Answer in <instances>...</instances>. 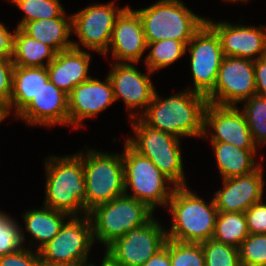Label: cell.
Masks as SVG:
<instances>
[{
    "mask_svg": "<svg viewBox=\"0 0 266 266\" xmlns=\"http://www.w3.org/2000/svg\"><path fill=\"white\" fill-rule=\"evenodd\" d=\"M122 159L124 194L146 204L153 211L158 205L167 207L177 186L149 158L139 154L126 141ZM129 188L133 193L127 192Z\"/></svg>",
    "mask_w": 266,
    "mask_h": 266,
    "instance_id": "5",
    "label": "cell"
},
{
    "mask_svg": "<svg viewBox=\"0 0 266 266\" xmlns=\"http://www.w3.org/2000/svg\"><path fill=\"white\" fill-rule=\"evenodd\" d=\"M263 167L253 172L234 178H225L223 188L214 193V202L218 212L240 213L263 200ZM264 189V190H263Z\"/></svg>",
    "mask_w": 266,
    "mask_h": 266,
    "instance_id": "19",
    "label": "cell"
},
{
    "mask_svg": "<svg viewBox=\"0 0 266 266\" xmlns=\"http://www.w3.org/2000/svg\"><path fill=\"white\" fill-rule=\"evenodd\" d=\"M104 258L102 259L101 265L100 266H119L114 264L108 257H106L105 255H103ZM89 266H96L93 263H91Z\"/></svg>",
    "mask_w": 266,
    "mask_h": 266,
    "instance_id": "42",
    "label": "cell"
},
{
    "mask_svg": "<svg viewBox=\"0 0 266 266\" xmlns=\"http://www.w3.org/2000/svg\"><path fill=\"white\" fill-rule=\"evenodd\" d=\"M167 240L166 230L153 218L144 226L127 231L110 244L104 255L119 266H142Z\"/></svg>",
    "mask_w": 266,
    "mask_h": 266,
    "instance_id": "11",
    "label": "cell"
},
{
    "mask_svg": "<svg viewBox=\"0 0 266 266\" xmlns=\"http://www.w3.org/2000/svg\"><path fill=\"white\" fill-rule=\"evenodd\" d=\"M55 55L56 52L50 46L29 37L20 28L16 27L12 53L14 66L47 67L55 58Z\"/></svg>",
    "mask_w": 266,
    "mask_h": 266,
    "instance_id": "26",
    "label": "cell"
},
{
    "mask_svg": "<svg viewBox=\"0 0 266 266\" xmlns=\"http://www.w3.org/2000/svg\"><path fill=\"white\" fill-rule=\"evenodd\" d=\"M14 67L12 58H0V101L7 106L12 94Z\"/></svg>",
    "mask_w": 266,
    "mask_h": 266,
    "instance_id": "37",
    "label": "cell"
},
{
    "mask_svg": "<svg viewBox=\"0 0 266 266\" xmlns=\"http://www.w3.org/2000/svg\"><path fill=\"white\" fill-rule=\"evenodd\" d=\"M10 215L0 211V257L23 247L22 229Z\"/></svg>",
    "mask_w": 266,
    "mask_h": 266,
    "instance_id": "34",
    "label": "cell"
},
{
    "mask_svg": "<svg viewBox=\"0 0 266 266\" xmlns=\"http://www.w3.org/2000/svg\"><path fill=\"white\" fill-rule=\"evenodd\" d=\"M14 33L0 21V58H12Z\"/></svg>",
    "mask_w": 266,
    "mask_h": 266,
    "instance_id": "39",
    "label": "cell"
},
{
    "mask_svg": "<svg viewBox=\"0 0 266 266\" xmlns=\"http://www.w3.org/2000/svg\"><path fill=\"white\" fill-rule=\"evenodd\" d=\"M29 37L50 46L56 53L73 47L69 40L72 32V16L34 20L20 28Z\"/></svg>",
    "mask_w": 266,
    "mask_h": 266,
    "instance_id": "24",
    "label": "cell"
},
{
    "mask_svg": "<svg viewBox=\"0 0 266 266\" xmlns=\"http://www.w3.org/2000/svg\"><path fill=\"white\" fill-rule=\"evenodd\" d=\"M188 188L176 187L168 202L172 227L166 230L167 238L200 244L212 239L218 210L214 199L208 204Z\"/></svg>",
    "mask_w": 266,
    "mask_h": 266,
    "instance_id": "3",
    "label": "cell"
},
{
    "mask_svg": "<svg viewBox=\"0 0 266 266\" xmlns=\"http://www.w3.org/2000/svg\"><path fill=\"white\" fill-rule=\"evenodd\" d=\"M256 94L266 97V56L254 61Z\"/></svg>",
    "mask_w": 266,
    "mask_h": 266,
    "instance_id": "38",
    "label": "cell"
},
{
    "mask_svg": "<svg viewBox=\"0 0 266 266\" xmlns=\"http://www.w3.org/2000/svg\"><path fill=\"white\" fill-rule=\"evenodd\" d=\"M206 23L217 33L224 56H234L252 61L266 56V25L246 26L228 21Z\"/></svg>",
    "mask_w": 266,
    "mask_h": 266,
    "instance_id": "16",
    "label": "cell"
},
{
    "mask_svg": "<svg viewBox=\"0 0 266 266\" xmlns=\"http://www.w3.org/2000/svg\"><path fill=\"white\" fill-rule=\"evenodd\" d=\"M223 1H224V2L227 1V3H228V2H236V1H237V2H238V1H240V2H248L249 0H223Z\"/></svg>",
    "mask_w": 266,
    "mask_h": 266,
    "instance_id": "43",
    "label": "cell"
},
{
    "mask_svg": "<svg viewBox=\"0 0 266 266\" xmlns=\"http://www.w3.org/2000/svg\"><path fill=\"white\" fill-rule=\"evenodd\" d=\"M238 251L241 266H266V234H249Z\"/></svg>",
    "mask_w": 266,
    "mask_h": 266,
    "instance_id": "33",
    "label": "cell"
},
{
    "mask_svg": "<svg viewBox=\"0 0 266 266\" xmlns=\"http://www.w3.org/2000/svg\"><path fill=\"white\" fill-rule=\"evenodd\" d=\"M36 252V253H35ZM39 251L22 248L0 257V266H41Z\"/></svg>",
    "mask_w": 266,
    "mask_h": 266,
    "instance_id": "35",
    "label": "cell"
},
{
    "mask_svg": "<svg viewBox=\"0 0 266 266\" xmlns=\"http://www.w3.org/2000/svg\"><path fill=\"white\" fill-rule=\"evenodd\" d=\"M94 242L89 216H70L58 234L39 250L41 263L89 266L88 256Z\"/></svg>",
    "mask_w": 266,
    "mask_h": 266,
    "instance_id": "9",
    "label": "cell"
},
{
    "mask_svg": "<svg viewBox=\"0 0 266 266\" xmlns=\"http://www.w3.org/2000/svg\"><path fill=\"white\" fill-rule=\"evenodd\" d=\"M208 130L213 133H207ZM209 135L211 142L229 143L240 149H257L245 116L238 106L208 103L204 111L203 138Z\"/></svg>",
    "mask_w": 266,
    "mask_h": 266,
    "instance_id": "14",
    "label": "cell"
},
{
    "mask_svg": "<svg viewBox=\"0 0 266 266\" xmlns=\"http://www.w3.org/2000/svg\"><path fill=\"white\" fill-rule=\"evenodd\" d=\"M15 118L33 126H69L68 95L48 80L31 103Z\"/></svg>",
    "mask_w": 266,
    "mask_h": 266,
    "instance_id": "20",
    "label": "cell"
},
{
    "mask_svg": "<svg viewBox=\"0 0 266 266\" xmlns=\"http://www.w3.org/2000/svg\"><path fill=\"white\" fill-rule=\"evenodd\" d=\"M115 102L113 87L108 76L105 81L89 78L68 95L69 125L83 127L86 118H93Z\"/></svg>",
    "mask_w": 266,
    "mask_h": 266,
    "instance_id": "18",
    "label": "cell"
},
{
    "mask_svg": "<svg viewBox=\"0 0 266 266\" xmlns=\"http://www.w3.org/2000/svg\"><path fill=\"white\" fill-rule=\"evenodd\" d=\"M248 235L247 220L243 212H218L212 236L214 241L239 248Z\"/></svg>",
    "mask_w": 266,
    "mask_h": 266,
    "instance_id": "27",
    "label": "cell"
},
{
    "mask_svg": "<svg viewBox=\"0 0 266 266\" xmlns=\"http://www.w3.org/2000/svg\"><path fill=\"white\" fill-rule=\"evenodd\" d=\"M24 16L17 28L25 23L41 19L66 18L65 9L59 0H9Z\"/></svg>",
    "mask_w": 266,
    "mask_h": 266,
    "instance_id": "29",
    "label": "cell"
},
{
    "mask_svg": "<svg viewBox=\"0 0 266 266\" xmlns=\"http://www.w3.org/2000/svg\"><path fill=\"white\" fill-rule=\"evenodd\" d=\"M256 94L254 61L225 56L218 70L213 91L207 96L208 103L237 106Z\"/></svg>",
    "mask_w": 266,
    "mask_h": 266,
    "instance_id": "13",
    "label": "cell"
},
{
    "mask_svg": "<svg viewBox=\"0 0 266 266\" xmlns=\"http://www.w3.org/2000/svg\"><path fill=\"white\" fill-rule=\"evenodd\" d=\"M83 151L45 159L46 188L43 205L69 216L87 215Z\"/></svg>",
    "mask_w": 266,
    "mask_h": 266,
    "instance_id": "2",
    "label": "cell"
},
{
    "mask_svg": "<svg viewBox=\"0 0 266 266\" xmlns=\"http://www.w3.org/2000/svg\"><path fill=\"white\" fill-rule=\"evenodd\" d=\"M262 201L253 204L244 212L249 234H266V204Z\"/></svg>",
    "mask_w": 266,
    "mask_h": 266,
    "instance_id": "36",
    "label": "cell"
},
{
    "mask_svg": "<svg viewBox=\"0 0 266 266\" xmlns=\"http://www.w3.org/2000/svg\"><path fill=\"white\" fill-rule=\"evenodd\" d=\"M142 266H171L169 255V239L167 238L165 245L155 255H153Z\"/></svg>",
    "mask_w": 266,
    "mask_h": 266,
    "instance_id": "40",
    "label": "cell"
},
{
    "mask_svg": "<svg viewBox=\"0 0 266 266\" xmlns=\"http://www.w3.org/2000/svg\"><path fill=\"white\" fill-rule=\"evenodd\" d=\"M205 266H241L238 248L209 239L200 243Z\"/></svg>",
    "mask_w": 266,
    "mask_h": 266,
    "instance_id": "31",
    "label": "cell"
},
{
    "mask_svg": "<svg viewBox=\"0 0 266 266\" xmlns=\"http://www.w3.org/2000/svg\"><path fill=\"white\" fill-rule=\"evenodd\" d=\"M211 143L214 148L219 173L222 176L221 179L246 175L260 166L255 162L254 158L257 149H240L224 142Z\"/></svg>",
    "mask_w": 266,
    "mask_h": 266,
    "instance_id": "25",
    "label": "cell"
},
{
    "mask_svg": "<svg viewBox=\"0 0 266 266\" xmlns=\"http://www.w3.org/2000/svg\"><path fill=\"white\" fill-rule=\"evenodd\" d=\"M136 120V122L134 120ZM130 122L135 138L125 140L135 151L149 158L175 186H187L179 137L148 126L140 117Z\"/></svg>",
    "mask_w": 266,
    "mask_h": 266,
    "instance_id": "7",
    "label": "cell"
},
{
    "mask_svg": "<svg viewBox=\"0 0 266 266\" xmlns=\"http://www.w3.org/2000/svg\"><path fill=\"white\" fill-rule=\"evenodd\" d=\"M207 97L189 89L161 99L157 91L139 117L150 127L177 137H203Z\"/></svg>",
    "mask_w": 266,
    "mask_h": 266,
    "instance_id": "1",
    "label": "cell"
},
{
    "mask_svg": "<svg viewBox=\"0 0 266 266\" xmlns=\"http://www.w3.org/2000/svg\"><path fill=\"white\" fill-rule=\"evenodd\" d=\"M23 217V223L25 224V228H21L23 242L26 236L23 233L24 229L31 235L30 239L35 240V244L34 241L30 242H33L36 251H39L58 234L63 224L70 216L64 212L55 211L43 205L41 209L27 210Z\"/></svg>",
    "mask_w": 266,
    "mask_h": 266,
    "instance_id": "23",
    "label": "cell"
},
{
    "mask_svg": "<svg viewBox=\"0 0 266 266\" xmlns=\"http://www.w3.org/2000/svg\"><path fill=\"white\" fill-rule=\"evenodd\" d=\"M150 48L145 57V64L151 72L166 68L178 61L186 53V44L179 40L167 39L147 43Z\"/></svg>",
    "mask_w": 266,
    "mask_h": 266,
    "instance_id": "28",
    "label": "cell"
},
{
    "mask_svg": "<svg viewBox=\"0 0 266 266\" xmlns=\"http://www.w3.org/2000/svg\"><path fill=\"white\" fill-rule=\"evenodd\" d=\"M115 1L105 4H93L74 13L72 16V32L78 36L79 42L72 41L74 48L83 47L101 55L109 49L116 17L125 8H118Z\"/></svg>",
    "mask_w": 266,
    "mask_h": 266,
    "instance_id": "12",
    "label": "cell"
},
{
    "mask_svg": "<svg viewBox=\"0 0 266 266\" xmlns=\"http://www.w3.org/2000/svg\"><path fill=\"white\" fill-rule=\"evenodd\" d=\"M86 151L83 153V167L88 215L96 206L124 195L125 188L122 153L110 154L89 148Z\"/></svg>",
    "mask_w": 266,
    "mask_h": 266,
    "instance_id": "8",
    "label": "cell"
},
{
    "mask_svg": "<svg viewBox=\"0 0 266 266\" xmlns=\"http://www.w3.org/2000/svg\"><path fill=\"white\" fill-rule=\"evenodd\" d=\"M49 80L46 67H20L13 70L12 94L9 111L15 110L17 117L34 99L43 84ZM11 109V110H10Z\"/></svg>",
    "mask_w": 266,
    "mask_h": 266,
    "instance_id": "22",
    "label": "cell"
},
{
    "mask_svg": "<svg viewBox=\"0 0 266 266\" xmlns=\"http://www.w3.org/2000/svg\"><path fill=\"white\" fill-rule=\"evenodd\" d=\"M110 69L108 78L113 87L115 101L120 98L124 101L127 110H131L130 119L137 118L139 114L142 115L147 110L156 91L149 77L153 72L147 69L148 74L141 73L133 63L116 62ZM137 108L144 109H141L143 111L139 113ZM133 109H136L135 112Z\"/></svg>",
    "mask_w": 266,
    "mask_h": 266,
    "instance_id": "15",
    "label": "cell"
},
{
    "mask_svg": "<svg viewBox=\"0 0 266 266\" xmlns=\"http://www.w3.org/2000/svg\"><path fill=\"white\" fill-rule=\"evenodd\" d=\"M10 115L8 106L0 101V123Z\"/></svg>",
    "mask_w": 266,
    "mask_h": 266,
    "instance_id": "41",
    "label": "cell"
},
{
    "mask_svg": "<svg viewBox=\"0 0 266 266\" xmlns=\"http://www.w3.org/2000/svg\"><path fill=\"white\" fill-rule=\"evenodd\" d=\"M153 212L146 204L125 194L98 205L88 212L94 241L107 248L127 231L150 222Z\"/></svg>",
    "mask_w": 266,
    "mask_h": 266,
    "instance_id": "6",
    "label": "cell"
},
{
    "mask_svg": "<svg viewBox=\"0 0 266 266\" xmlns=\"http://www.w3.org/2000/svg\"><path fill=\"white\" fill-rule=\"evenodd\" d=\"M109 48L104 56L111 50L117 63L138 64L145 50L147 51L141 17L128 5L116 17Z\"/></svg>",
    "mask_w": 266,
    "mask_h": 266,
    "instance_id": "17",
    "label": "cell"
},
{
    "mask_svg": "<svg viewBox=\"0 0 266 266\" xmlns=\"http://www.w3.org/2000/svg\"><path fill=\"white\" fill-rule=\"evenodd\" d=\"M91 54L85 50L70 48L57 52L46 67L49 80L67 95L80 83L91 78L89 64Z\"/></svg>",
    "mask_w": 266,
    "mask_h": 266,
    "instance_id": "21",
    "label": "cell"
},
{
    "mask_svg": "<svg viewBox=\"0 0 266 266\" xmlns=\"http://www.w3.org/2000/svg\"><path fill=\"white\" fill-rule=\"evenodd\" d=\"M41 266H65V265L42 264Z\"/></svg>",
    "mask_w": 266,
    "mask_h": 266,
    "instance_id": "44",
    "label": "cell"
},
{
    "mask_svg": "<svg viewBox=\"0 0 266 266\" xmlns=\"http://www.w3.org/2000/svg\"><path fill=\"white\" fill-rule=\"evenodd\" d=\"M241 111L248 123L254 144H266V97L255 94L243 101Z\"/></svg>",
    "mask_w": 266,
    "mask_h": 266,
    "instance_id": "30",
    "label": "cell"
},
{
    "mask_svg": "<svg viewBox=\"0 0 266 266\" xmlns=\"http://www.w3.org/2000/svg\"><path fill=\"white\" fill-rule=\"evenodd\" d=\"M171 266H205L201 244L179 242L169 239Z\"/></svg>",
    "mask_w": 266,
    "mask_h": 266,
    "instance_id": "32",
    "label": "cell"
},
{
    "mask_svg": "<svg viewBox=\"0 0 266 266\" xmlns=\"http://www.w3.org/2000/svg\"><path fill=\"white\" fill-rule=\"evenodd\" d=\"M135 10L141 17L147 43L174 39L187 45L207 19L189 10L182 0H158Z\"/></svg>",
    "mask_w": 266,
    "mask_h": 266,
    "instance_id": "4",
    "label": "cell"
},
{
    "mask_svg": "<svg viewBox=\"0 0 266 266\" xmlns=\"http://www.w3.org/2000/svg\"><path fill=\"white\" fill-rule=\"evenodd\" d=\"M188 49V50H187ZM194 88L192 92L208 96L214 89L218 70L225 57L217 33L205 23L186 45Z\"/></svg>",
    "mask_w": 266,
    "mask_h": 266,
    "instance_id": "10",
    "label": "cell"
}]
</instances>
